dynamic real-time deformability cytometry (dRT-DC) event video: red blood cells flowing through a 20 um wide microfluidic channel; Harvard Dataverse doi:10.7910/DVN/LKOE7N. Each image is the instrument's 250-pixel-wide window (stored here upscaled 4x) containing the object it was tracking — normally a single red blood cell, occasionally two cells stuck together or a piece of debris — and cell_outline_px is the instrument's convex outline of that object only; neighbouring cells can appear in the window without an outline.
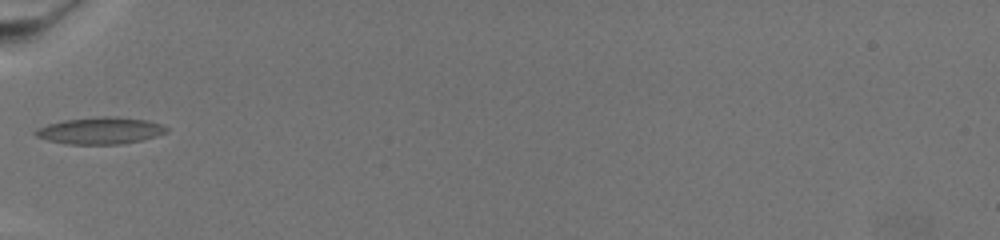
{"species": "common noctule bat (a hibernating species)", "species_latin": "Nyctalus noctula", "temperature_condition": "warm", "stored_images_in_passage": 23, "camera_frame_rate_fps": 3000, "um_per_image_px": 0.085, "animal": {"sex": "female", "body_mass_g": 19.5, "forearm_length_mm": 54.1}, "frame": {"image": 1, "passage_image": 1, "time_ms": 0.0, "image_size_px": [1000, 240], "cell_outline_px": [[168, 132], [156, 136], [140, 140], [120, 144], [64, 144], [48, 140], [36, 136], [32, 132], [36, 128], [48, 124], [64, 120], [100, 116], [120, 116], [144, 120], [160, 124], [168, 128]], "centroid_in_image_um": [8.49, 11.1], "position_along_channel_um": 76.5, "area_um2": 20.52}}